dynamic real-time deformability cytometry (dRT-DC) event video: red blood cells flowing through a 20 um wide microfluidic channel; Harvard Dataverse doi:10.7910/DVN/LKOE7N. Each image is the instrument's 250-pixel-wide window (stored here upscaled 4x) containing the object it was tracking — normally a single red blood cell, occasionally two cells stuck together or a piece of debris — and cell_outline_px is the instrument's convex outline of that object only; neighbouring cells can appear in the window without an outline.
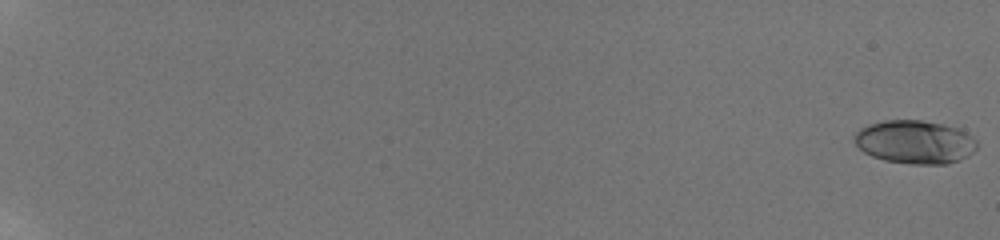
{"species": "human", "species_latin": "Homo sapiens", "temperature_condition": "room temperature", "stored_images_in_passage": 60, "camera_frame_rate_fps": 3000, "um_per_image_px": 0.085, "donor": {"sex": "male"}, "frame": {"image": 1, "passage_image": 1, "time_ms": 0.0, "image_size_px": [1000, 240], "cell_outline_px": [[976, 148], [968, 156], [960, 160], [948, 164], [912, 164], [884, 160], [872, 156], [864, 152], [856, 144], [852, 136], [860, 128], [868, 124], [884, 120], [920, 120], [944, 124], [960, 128], [972, 136], [976, 140]], "centroid_in_image_um": [77.77, 12.06], "position_along_channel_um": 7.2, "area_um2": 31.21}}
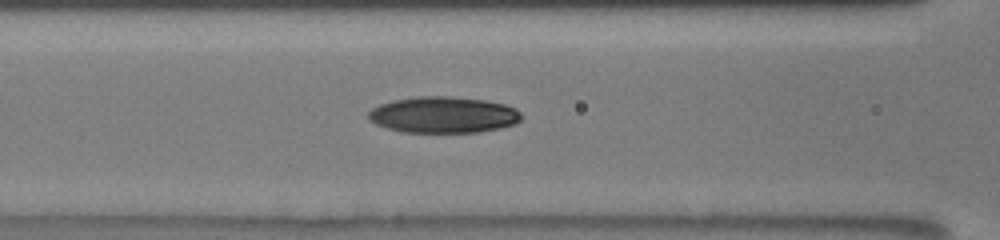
{"frame": {"image": 2, "passage_image": 31, "time_ms": 10.0, "image_size_px": [1000, 240], "cell_outline_px": [[520, 120], [516, 124], [500, 128], [476, 132], [404, 132], [388, 128], [376, 124], [368, 120], [368, 112], [372, 108], [380, 104], [392, 100], [416, 96], [448, 96], [484, 100], [504, 104], [516, 108], [520, 112]], "centroid_in_image_um": [37.67, 9.75], "position_along_channel_um": 128.9, "area_um2": 32.37}}
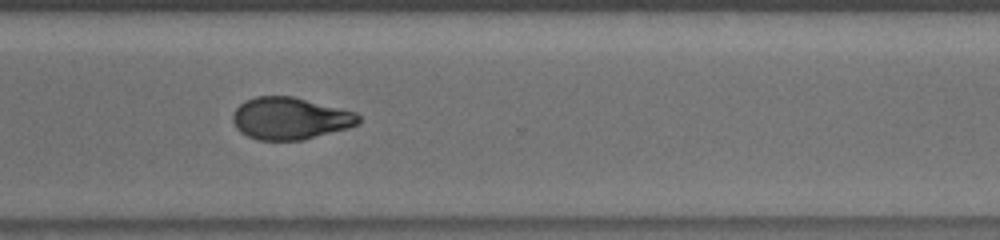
{"frame": {"image": 3, "passage_image": 48, "time_ms": 15.667, "image_size_px": [1000, 240], "cell_outline_px": [[360, 120], [356, 124], [348, 128], [304, 140], [256, 140], [240, 132], [236, 128], [232, 120], [232, 116], [236, 108], [244, 100], [256, 96], [292, 96], [356, 112], [360, 116]], "centroid_in_image_um": [24.63, 10.07], "position_along_channel_um": 346.0, "area_um2": 30.92}, "authors_computed_cell_mechanics": {"area_um2": 30.7496, "velocity_mm_per_s": 3.8351, "shape_relaxation_time_tau1_ms": 7.3189, "shape_relaxation_time_tau2_ms": 3.7537, "deformation_change_tau1": 0.1988, "deformation_change_tau2": 0.0901}}